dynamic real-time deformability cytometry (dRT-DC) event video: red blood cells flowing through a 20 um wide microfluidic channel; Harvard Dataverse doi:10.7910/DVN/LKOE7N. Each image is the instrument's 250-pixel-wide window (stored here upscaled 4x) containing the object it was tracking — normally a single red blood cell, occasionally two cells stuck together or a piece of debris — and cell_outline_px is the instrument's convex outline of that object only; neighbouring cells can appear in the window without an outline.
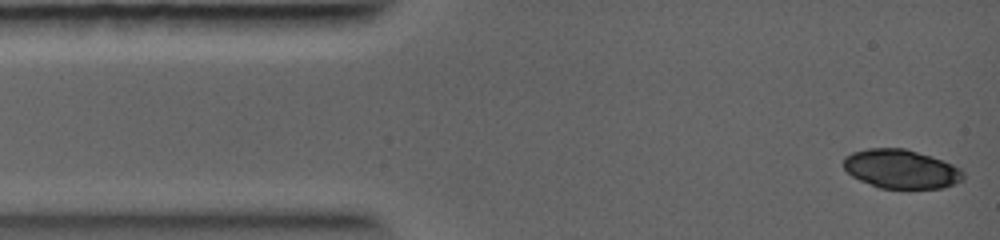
{"species": "common noctule bat (a hibernating species)", "species_latin": "Nyctalus noctula", "temperature_condition": "warm", "stored_images_in_passage": 12, "camera_frame_rate_fps": 5000, "um_per_image_px": 0.085, "animal": {"sex": "female", "body_mass_g": 19.0, "forearm_length_mm": 56.7}, "frame": {"image": 1, "passage_image": 1, "time_ms": 0.0, "image_size_px": [1000, 240], "cell_outline_px": [[964, 180], [944, 188], [880, 188], [860, 180], [852, 176], [844, 168], [844, 156], [852, 152], [868, 148], [904, 148], [932, 156], [952, 164], [960, 168], [964, 172]], "centroid_in_image_um": [76.61, 14.36], "position_along_channel_um": 8.4, "area_um2": 27.22}}